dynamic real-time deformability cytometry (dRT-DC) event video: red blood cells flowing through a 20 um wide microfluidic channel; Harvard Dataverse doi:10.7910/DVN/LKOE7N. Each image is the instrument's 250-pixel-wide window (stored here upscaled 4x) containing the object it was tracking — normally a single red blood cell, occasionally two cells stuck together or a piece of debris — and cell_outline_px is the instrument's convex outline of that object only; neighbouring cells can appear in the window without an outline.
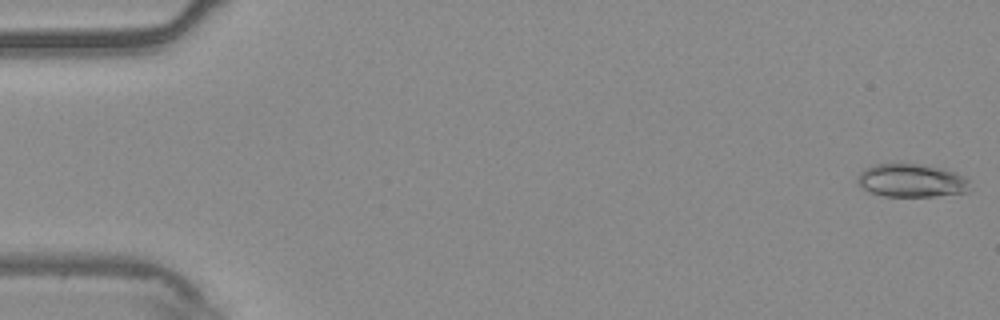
{"species": "common noctule bat (a hibernating species)", "species_latin": "Nyctalus noctula", "temperature_condition": "warm", "stored_images_in_passage": 32, "camera_frame_rate_fps": 3000, "um_per_image_px": 0.085, "animal": {"sex": "male", "body_mass_g": 20.4}, "frame": {"image": 1, "passage_image": 1, "time_ms": 0.0, "image_size_px": [1000, 320], "cell_outline_px": [[968, 180], [964, 192], [936, 196], [884, 196], [872, 192], [864, 188], [856, 180], [860, 172], [864, 168], [876, 164], [900, 160], [940, 168], [956, 172]], "centroid_in_image_um": [77.39, 15.29], "position_along_channel_um": 7.6, "area_um2": 21.91}}